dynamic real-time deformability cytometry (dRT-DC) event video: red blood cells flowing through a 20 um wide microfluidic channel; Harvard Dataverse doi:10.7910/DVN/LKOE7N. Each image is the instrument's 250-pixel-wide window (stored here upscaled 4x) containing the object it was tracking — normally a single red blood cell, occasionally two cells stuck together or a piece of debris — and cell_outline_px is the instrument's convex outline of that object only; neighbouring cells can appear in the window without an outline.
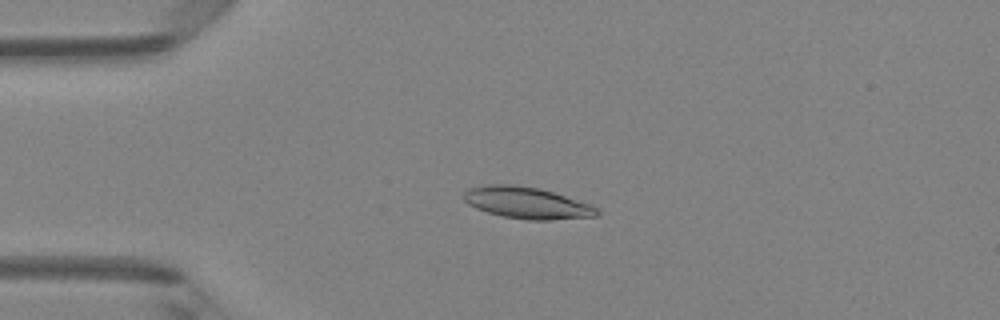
{"species": "Egyptian fruit bat (a non-hibernating species)", "species_latin": "Rousettus aegyptiacus", "temperature_condition": "room temperature", "stored_images_in_passage": 49, "camera_frame_rate_fps": 3000, "um_per_image_px": 0.085, "animal": {"sex": "female"}, "frame": {"image": 1, "passage_image": 12, "time_ms": 3.667, "image_size_px": [1000, 320], "cell_outline_px": [[600, 216], [548, 220], [528, 220], [500, 216], [476, 208], [468, 204], [460, 196], [468, 188], [488, 184], [512, 184], [540, 188], [592, 204], [600, 212]], "centroid_in_image_um": [44.78, 17.24], "position_along_channel_um": 40.2, "area_um2": 24.85}}
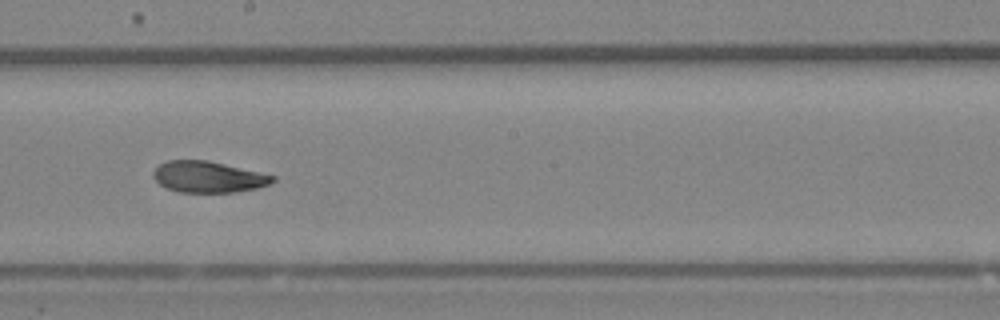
{"frame": {"image": 2, "passage_image": 28, "time_ms": 9.0, "image_size_px": [1000, 320], "cell_outline_px": [[276, 180], [268, 184], [256, 188], [236, 192], [180, 192], [168, 188], [160, 184], [152, 176], [152, 172], [160, 164], [168, 160], [208, 160], [276, 176]], "centroid_in_image_um": [17.7, 15.03], "position_along_channel_um": 230.5, "area_um2": 21.56}}
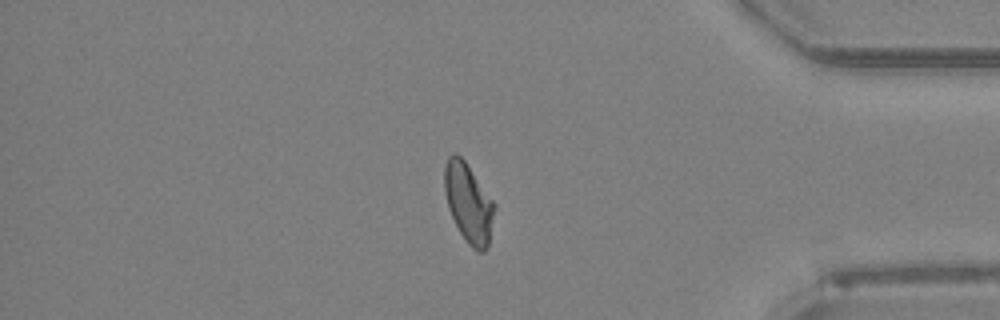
{"frame": {"image": 3, "passage_image": 42, "time_ms": 13.667, "image_size_px": [1000, 320], "cell_outline_px": [[496, 208], [488, 244], [484, 252], [480, 252], [472, 248], [468, 244], [460, 232], [448, 208], [444, 192], [444, 168], [448, 156], [456, 152], [464, 160], [496, 204]], "centroid_in_image_um": [39.82, 17.24], "position_along_channel_um": 395.4, "area_um2": 23.0}, "authors_computed_cell_mechanics": {"area_um2": 22.8888, "velocity_mm_per_s": 4.1088, "shape_relaxation_time_tau1_ms": 6.5321, "shape_relaxation_time_tau2_ms": 1.7011, "deformation_change_tau1": 0.1947, "deformation_change_tau2": 0.064}}